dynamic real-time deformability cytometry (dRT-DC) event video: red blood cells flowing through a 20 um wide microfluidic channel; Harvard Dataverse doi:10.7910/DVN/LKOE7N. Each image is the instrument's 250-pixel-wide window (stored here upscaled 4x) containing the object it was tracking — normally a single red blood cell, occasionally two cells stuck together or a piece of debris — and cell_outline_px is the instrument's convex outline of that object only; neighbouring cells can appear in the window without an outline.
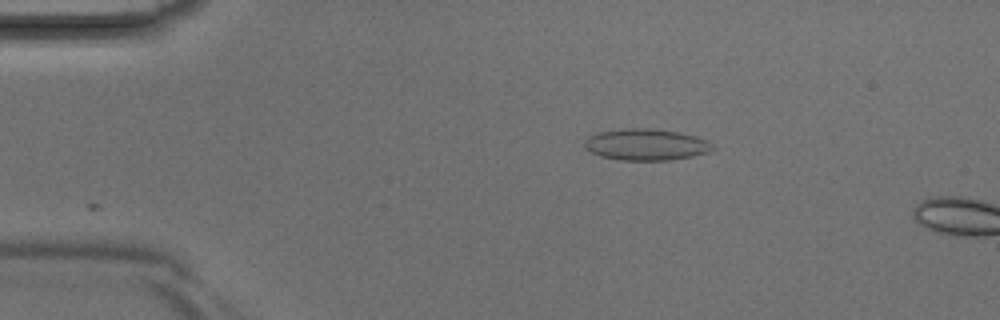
{"species": "Egyptian fruit bat (a non-hibernating species)", "species_latin": "Rousettus aegyptiacus", "temperature_condition": "room temperature", "stored_images_in_passage": 3, "camera_frame_rate_fps": 3000, "um_per_image_px": 0.085, "animal": {"sex": "male"}, "frame": {"image": 1, "passage_image": 2, "time_ms": 0.333, "image_size_px": [1000, 320], "cell_outline_px": [[712, 148], [708, 152], [692, 156], [672, 160], [620, 160], [600, 156], [584, 148], [584, 140], [588, 136], [600, 132], [620, 128], [648, 128], [676, 132], [696, 136], [708, 140], [712, 144]], "centroid_in_image_um": [54.88, 12.29], "position_along_channel_um": 30.1, "area_um2": 23.47}}